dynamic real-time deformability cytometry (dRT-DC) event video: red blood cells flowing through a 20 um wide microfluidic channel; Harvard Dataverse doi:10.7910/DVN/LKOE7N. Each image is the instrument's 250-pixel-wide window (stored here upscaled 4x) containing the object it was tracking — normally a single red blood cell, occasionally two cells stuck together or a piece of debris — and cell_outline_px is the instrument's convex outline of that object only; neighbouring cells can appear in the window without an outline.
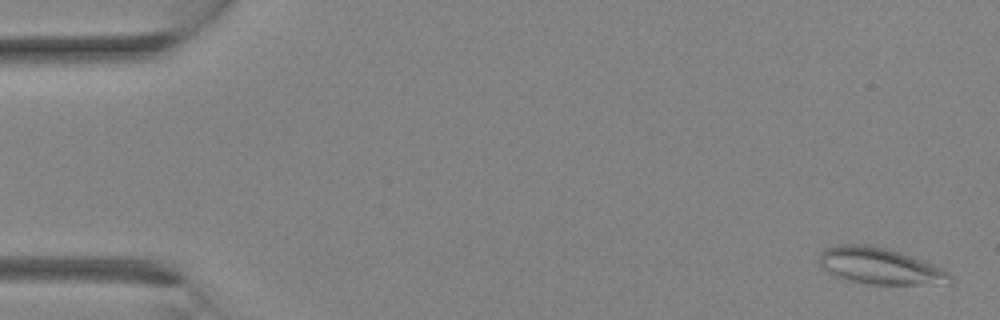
{"species": "Egyptian fruit bat (a non-hibernating species)", "species_latin": "Rousettus aegyptiacus", "temperature_condition": "room temperature", "stored_images_in_passage": 14, "camera_frame_rate_fps": 3000, "um_per_image_px": 0.085, "animal": {"sex": "female"}, "frame": {"image": 1, "passage_image": 1, "time_ms": 0.0, "image_size_px": [1000, 320], "cell_outline_px": [[952, 280], [916, 284], [872, 284], [852, 280], [840, 276], [824, 268], [820, 264], [820, 252], [824, 248], [836, 244], [868, 244], [900, 252], [944, 268], [952, 276]], "centroid_in_image_um": [74.76, 22.57], "position_along_channel_um": 10.2, "area_um2": 26.93}}
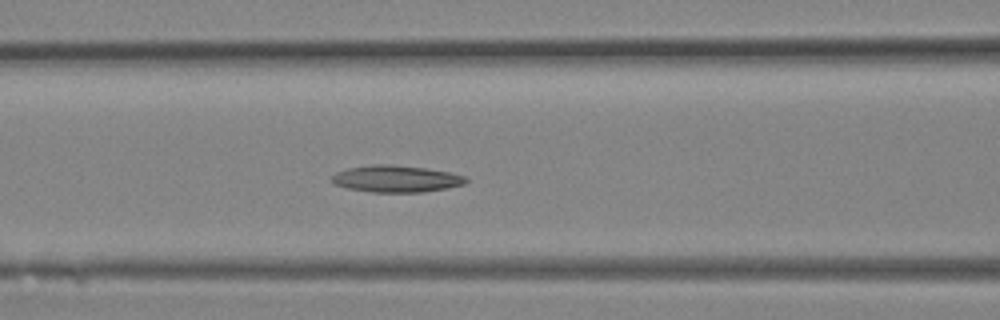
{"frame": {"image": 2, "passage_image": 12, "time_ms": 3.667, "image_size_px": [1000, 320], "cell_outline_px": [[468, 180], [464, 184], [448, 188], [424, 192], [372, 192], [348, 188], [332, 184], [328, 180], [336, 172], [348, 168], [372, 164], [388, 164], [424, 168], [452, 172], [464, 176]], "centroid_in_image_um": [33.64, 15.2], "position_along_channel_um": 133.0, "area_um2": 21.1}}
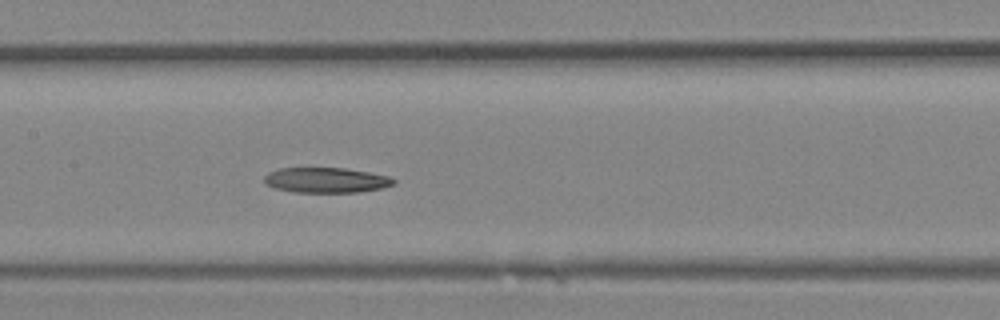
{"frame": {"image": 3, "passage_image": 14, "time_ms": 4.333, "image_size_px": [1000, 320], "cell_outline_px": [[396, 184], [380, 188], [360, 192], [292, 192], [272, 188], [264, 184], [264, 176], [268, 172], [280, 168], [344, 168], [368, 172], [388, 176], [396, 180]], "centroid_in_image_um": [27.67, 15.32], "position_along_channel_um": 179.7, "area_um2": 19.13}}